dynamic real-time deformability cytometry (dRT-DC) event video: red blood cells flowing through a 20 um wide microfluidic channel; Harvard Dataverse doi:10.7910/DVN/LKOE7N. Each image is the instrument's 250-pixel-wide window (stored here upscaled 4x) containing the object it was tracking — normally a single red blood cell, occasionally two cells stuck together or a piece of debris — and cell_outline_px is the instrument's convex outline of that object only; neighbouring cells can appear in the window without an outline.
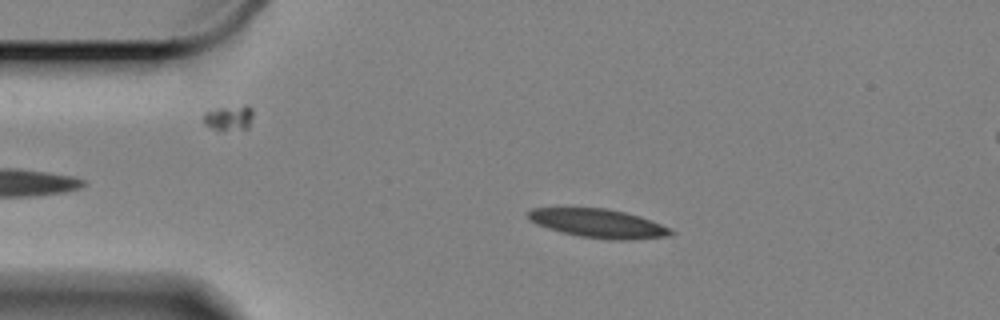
{"species": "Egyptian fruit bat (a non-hibernating species)", "species_latin": "Rousettus aegyptiacus", "temperature_condition": "cold", "stored_images_in_passage": 52, "camera_frame_rate_fps": 3000, "um_per_image_px": 0.085, "animal": {"sex": "female"}, "frame": {"image": 1, "passage_image": 11, "time_ms": 3.333, "image_size_px": [1000, 320], "cell_outline_px": [[676, 232], [672, 236], [632, 240], [608, 240], [580, 236], [560, 232], [536, 224], [528, 216], [528, 212], [532, 208], [604, 208], [624, 212], [640, 216], [652, 220], [672, 228]], "centroid_in_image_um": [50.95, 19.0], "position_along_channel_um": 34.0, "area_um2": 24.1}}
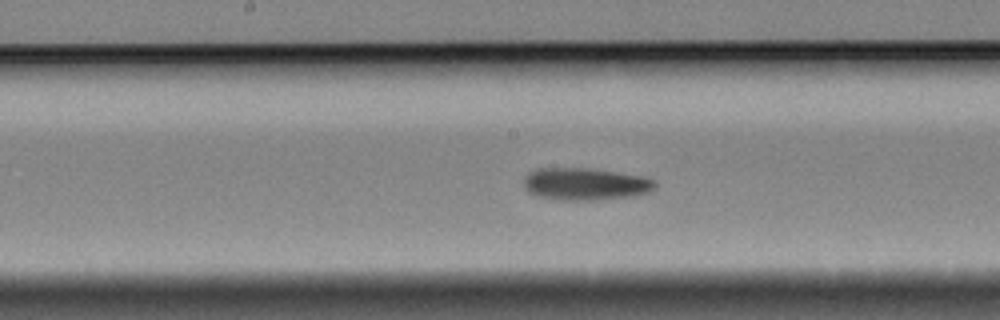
{"frame": {"image": 2, "passage_image": 29, "time_ms": 9.333, "image_size_px": [1000, 320], "cell_outline_px": [[656, 184], [648, 192], [636, 196], [596, 200], [556, 200], [528, 192], [524, 188], [524, 176], [528, 172], [536, 168], [592, 168], [640, 176], [656, 180]], "centroid_in_image_um": [49.72, 15.64], "position_along_channel_um": 198.5, "area_um2": 24.8}}
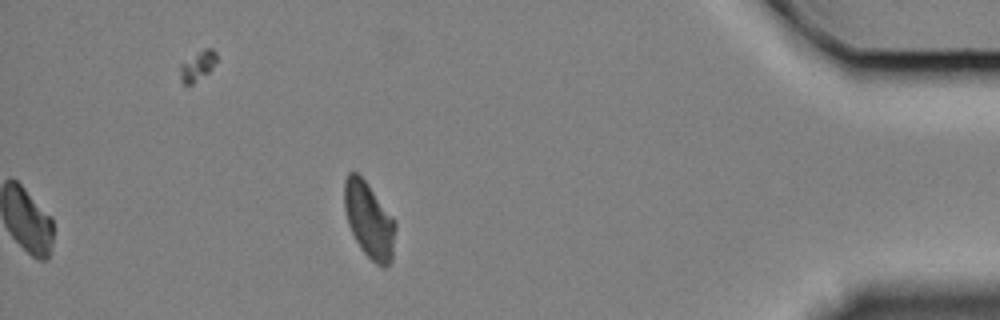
{"frame": {"image": 3, "passage_image": 52, "time_ms": 17.0, "image_size_px": [1000, 320], "cell_outline_px": [[396, 228], [392, 260], [384, 268], [376, 264], [360, 248], [348, 224], [344, 208], [344, 180], [348, 172], [356, 172], [368, 184], [396, 220]], "centroid_in_image_um": [31.38, 18.71], "position_along_channel_um": 403.8, "area_um2": 22.66}, "authors_computed_cell_mechanics": {"area_um2": 23.8136, "velocity_mm_per_s": 3.2941, "shape_relaxation_time_tau1_ms": 7.2104, "shape_relaxation_time_tau2_ms": null, "deformation_change_tau1": 0.1353, "deformation_change_tau2": null}}